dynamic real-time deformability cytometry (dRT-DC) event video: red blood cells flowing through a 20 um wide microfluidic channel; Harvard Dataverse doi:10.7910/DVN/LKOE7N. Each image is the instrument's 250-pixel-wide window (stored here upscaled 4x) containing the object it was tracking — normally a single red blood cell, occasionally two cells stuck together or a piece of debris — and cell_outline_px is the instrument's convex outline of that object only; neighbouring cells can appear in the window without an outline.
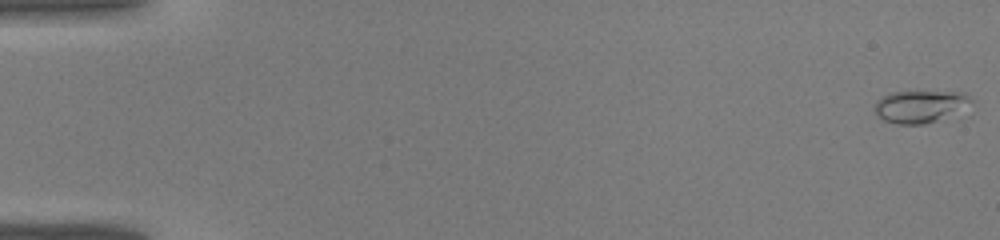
{"species": "common noctule bat (a hibernating species)", "species_latin": "Nyctalus noctula", "temperature_condition": "warm", "stored_images_in_passage": 43, "camera_frame_rate_fps": 3000, "um_per_image_px": 0.085, "animal": {"sex": "male", "body_mass_g": 19.0, "forearm_length_mm": 50.8}, "frame": {"image": 1, "passage_image": 1, "time_ms": 0.0, "image_size_px": [1000, 240], "cell_outline_px": [[972, 100], [924, 124], [900, 124], [884, 120], [872, 112], [876, 100], [892, 92], [964, 92]], "centroid_in_image_um": [77.99, 9.02], "position_along_channel_um": 7.0, "area_um2": 16.94}}
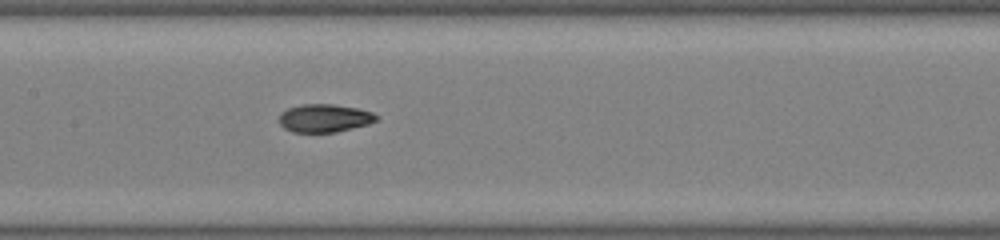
{"frame": {"image": 2, "passage_image": 22, "time_ms": 7.0, "image_size_px": [1000, 240], "cell_outline_px": [[380, 116], [376, 120], [368, 124], [336, 132], [292, 132], [284, 128], [280, 124], [280, 112], [288, 108], [300, 104], [332, 104], [356, 108], [372, 112]], "centroid_in_image_um": [27.57, 10.04], "position_along_channel_um": 179.8, "area_um2": 15.9}}
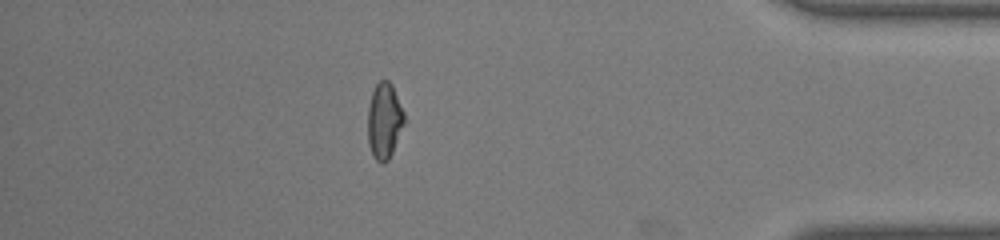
{"frame": {"image": 3, "passage_image": 38, "time_ms": 12.333, "image_size_px": [1000, 240], "cell_outline_px": [[404, 124], [392, 152], [388, 160], [384, 164], [380, 164], [376, 160], [368, 144], [368, 108], [372, 92], [376, 84], [380, 80], [388, 80], [392, 84], [404, 112]], "centroid_in_image_um": [32.66, 10.26], "position_along_channel_um": 402.5, "area_um2": 16.07}}